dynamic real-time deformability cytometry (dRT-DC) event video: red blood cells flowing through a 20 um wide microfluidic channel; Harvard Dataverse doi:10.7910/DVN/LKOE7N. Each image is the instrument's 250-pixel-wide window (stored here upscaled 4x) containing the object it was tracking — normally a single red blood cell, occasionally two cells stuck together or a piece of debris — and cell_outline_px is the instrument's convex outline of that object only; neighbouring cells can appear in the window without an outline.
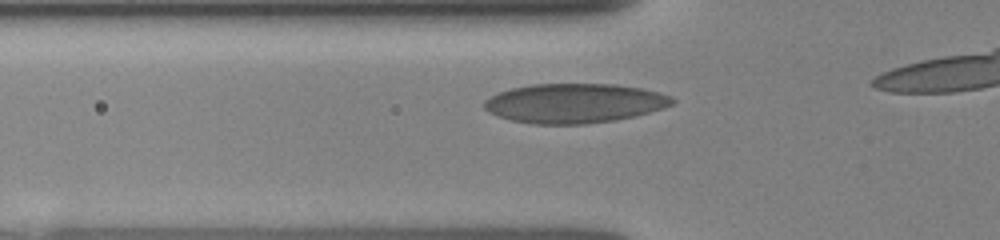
{"species": "human", "species_latin": "Homo sapiens", "temperature_condition": "room temperature", "stored_images_in_passage": 27, "camera_frame_rate_fps": 3000, "um_per_image_px": 0.085, "donor": {"sex": "female"}, "frame": {"image": 1, "passage_image": 6, "time_ms": 1.0, "image_size_px": [1000, 240], "cell_outline_px": [[676, 100], [672, 104], [664, 108], [636, 116], [616, 120], [584, 124], [532, 124], [512, 120], [496, 116], [488, 112], [484, 108], [484, 100], [500, 92], [512, 88], [532, 84], [612, 84], [640, 88], [660, 92], [672, 96]], "centroid_in_image_um": [48.84, 8.78], "position_along_channel_um": 77.0, "area_um2": 43.35}}
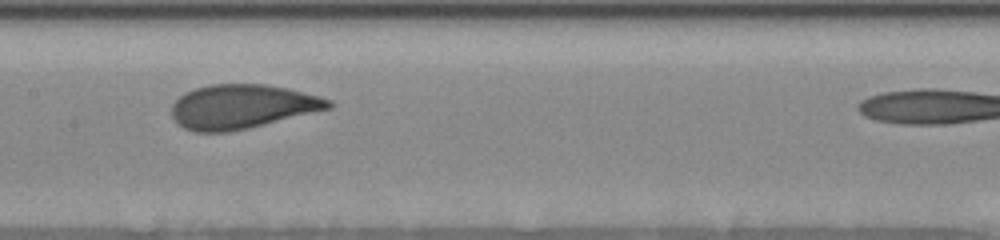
{"frame": {"image": 2, "passage_image": 17, "time_ms": 3.667, "image_size_px": [1000, 240], "cell_outline_px": [[332, 108], [248, 128], [228, 132], [196, 132], [184, 128], [172, 116], [172, 104], [180, 96], [196, 88], [212, 84], [264, 84], [288, 88], [332, 100]], "centroid_in_image_um": [20.58, 9.06], "position_along_channel_um": 186.8, "area_um2": 40.06}}
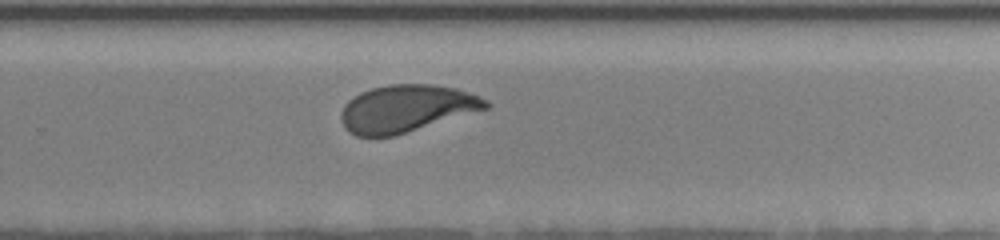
{"frame": {"image": 3, "passage_image": 26, "time_ms": 6.333, "image_size_px": [1000, 240], "cell_outline_px": [[492, 104], [488, 108], [392, 136], [356, 136], [348, 132], [344, 128], [340, 116], [344, 104], [348, 100], [360, 92], [372, 88], [388, 84], [432, 84], [456, 88], [468, 92], [488, 100]], "centroid_in_image_um": [34.52, 9.21], "position_along_channel_um": 295.3, "area_um2": 39.65}}